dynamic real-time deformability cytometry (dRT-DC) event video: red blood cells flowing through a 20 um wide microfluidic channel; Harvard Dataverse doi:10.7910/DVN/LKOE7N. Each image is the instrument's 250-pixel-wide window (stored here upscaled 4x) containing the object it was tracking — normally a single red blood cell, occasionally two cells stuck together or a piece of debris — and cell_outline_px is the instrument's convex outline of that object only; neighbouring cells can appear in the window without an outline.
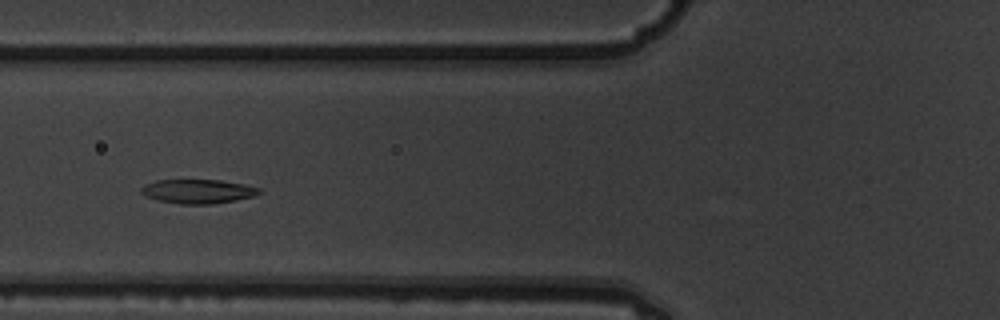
{"species": "common noctule bat (a hibernating species)", "species_latin": "Nyctalus noctula", "temperature_condition": "warm", "stored_images_in_passage": 5, "camera_frame_rate_fps": 3000, "um_per_image_px": 0.085, "animal": {"sex": "male", "body_mass_g": 19.5, "forearm_length_mm": 54.6}, "frame": {"image": 1, "passage_image": 5, "time_ms": 1.333, "image_size_px": [1000, 320], "cell_outline_px": [[260, 192], [256, 196], [236, 200], [212, 204], [180, 204], [156, 200], [140, 192], [140, 188], [144, 184], [156, 180], [220, 180], [244, 184], [260, 188]], "centroid_in_image_um": [16.82, 16.26], "position_along_channel_um": 109.0, "area_um2": 16.65}}